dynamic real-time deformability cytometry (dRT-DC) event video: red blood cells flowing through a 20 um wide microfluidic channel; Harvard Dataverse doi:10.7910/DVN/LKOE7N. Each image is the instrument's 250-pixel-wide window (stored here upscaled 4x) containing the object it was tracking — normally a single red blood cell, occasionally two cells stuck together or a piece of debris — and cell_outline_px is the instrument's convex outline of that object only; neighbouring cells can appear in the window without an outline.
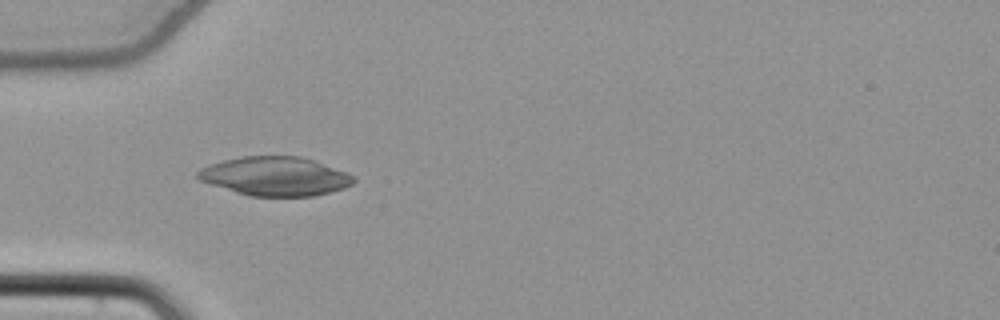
{"species": "common noctule bat (a hibernating species)", "species_latin": "Nyctalus noctula", "temperature_condition": "cold", "stored_images_in_passage": 54, "camera_frame_rate_fps": 3000, "um_per_image_px": 0.085, "animal": {"sex": "female", "body_mass_g": 22.7, "forearm_length_mm": 54.2}, "frame": {"image": 1, "passage_image": 18, "time_ms": 5.667, "image_size_px": [1000, 320], "cell_outline_px": [[356, 180], [352, 184], [344, 188], [312, 196], [248, 196], [200, 180], [196, 176], [196, 172], [200, 168], [224, 160], [244, 156], [300, 156], [348, 172], [356, 176]], "centroid_in_image_um": [23.42, 14.98], "position_along_channel_um": 61.6, "area_um2": 35.14}}
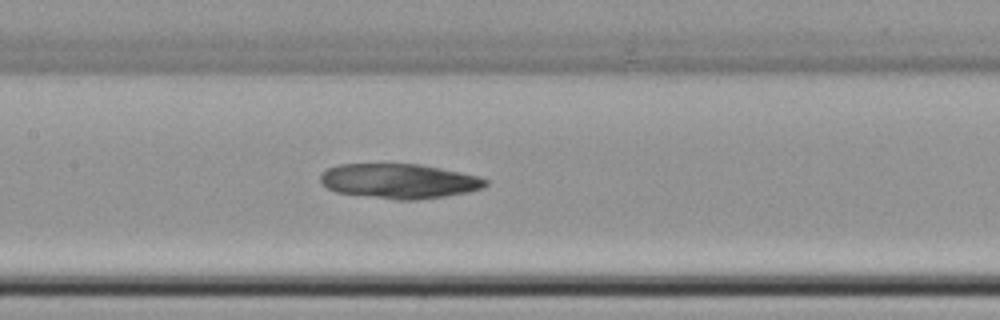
{"frame": {"image": 2, "passage_image": 27, "time_ms": 8.667, "image_size_px": [1000, 320], "cell_outline_px": [[488, 184], [484, 188], [468, 192], [444, 196], [416, 200], [396, 200], [336, 192], [320, 184], [320, 172], [336, 164], [420, 164], [480, 176], [488, 180]], "centroid_in_image_um": [33.91, 15.39], "position_along_channel_um": 173.5, "area_um2": 33.7}}
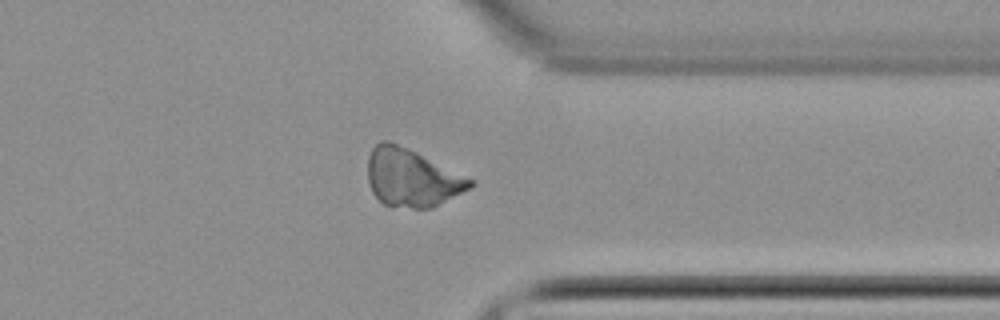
{"frame": {"image": 3, "passage_image": 43, "time_ms": 14.0, "image_size_px": [1000, 320], "cell_outline_px": [[476, 184], [432, 208], [412, 208], [384, 204], [372, 192], [368, 184], [368, 156], [372, 148], [380, 140], [388, 140], [416, 152], [472, 180]], "centroid_in_image_um": [34.94, 15.11], "position_along_channel_um": 376.5, "area_um2": 33.87}}